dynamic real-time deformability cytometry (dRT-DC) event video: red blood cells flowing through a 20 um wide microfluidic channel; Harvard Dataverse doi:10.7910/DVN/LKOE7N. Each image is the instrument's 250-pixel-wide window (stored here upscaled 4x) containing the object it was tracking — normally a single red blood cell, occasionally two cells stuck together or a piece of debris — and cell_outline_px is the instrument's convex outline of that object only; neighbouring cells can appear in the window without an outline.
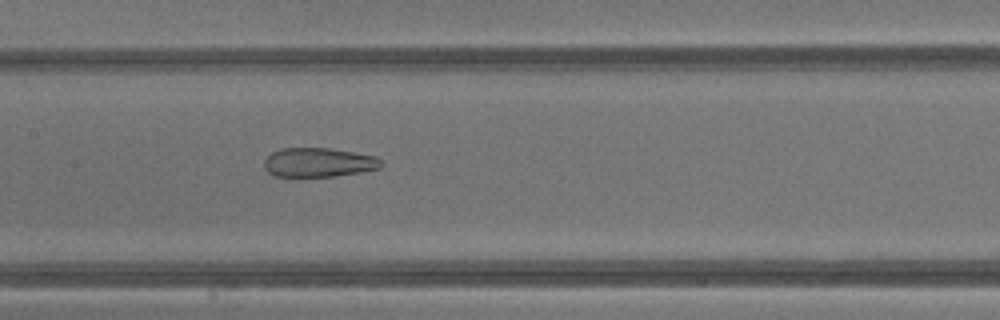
{"species": "common noctule bat (a hibernating species)", "species_latin": "Nyctalus noctula", "temperature_condition": "warm", "stored_images_in_passage": 42, "camera_frame_rate_fps": 3000, "um_per_image_px": 0.085, "animal": {"sex": "male", "body_mass_g": 13.3}, "frame": {"image": 1, "passage_image": 21, "time_ms": 6.667, "image_size_px": [1000, 320], "cell_outline_px": [[384, 164], [380, 168], [360, 172], [332, 176], [272, 176], [264, 168], [264, 160], [272, 152], [280, 148], [332, 148], [376, 156]], "centroid_in_image_um": [27.07, 13.8], "position_along_channel_um": 180.3, "area_um2": 19.94}}
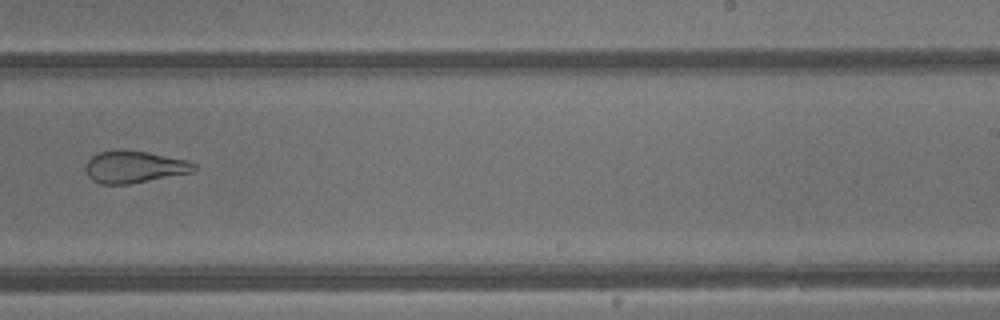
{"frame": {"image": 2, "passage_image": 27, "time_ms": 8.667, "image_size_px": [1000, 320], "cell_outline_px": [[196, 168], [192, 172], [128, 184], [100, 184], [92, 180], [88, 176], [84, 168], [88, 160], [92, 156], [100, 152], [148, 152], [188, 160], [196, 164]], "centroid_in_image_um": [11.42, 14.21], "position_along_channel_um": 277.6, "area_um2": 19.71}}
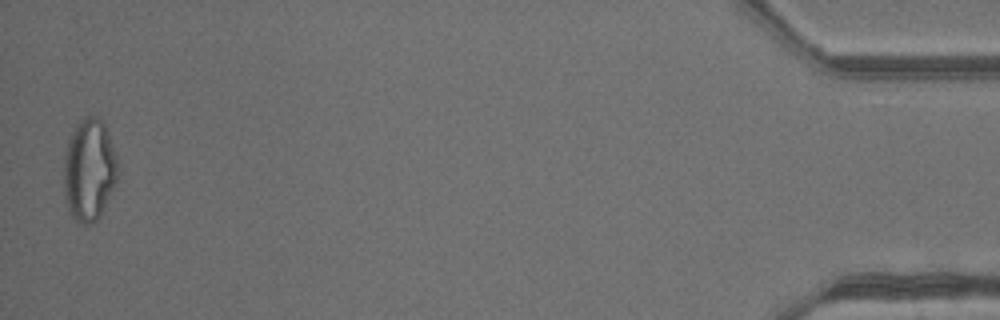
{"frame": {"image": 3, "passage_image": 42, "time_ms": 13.667, "image_size_px": [1000, 320], "cell_outline_px": [[116, 180], [100, 216], [92, 224], [84, 224], [76, 220], [68, 212], [64, 192], [64, 156], [68, 140], [76, 124], [84, 116], [96, 116], [104, 120], [116, 160]], "centroid_in_image_um": [7.54, 14.43], "position_along_channel_um": 427.7, "area_um2": 31.85}, "authors_computed_cell_mechanics": {"area_um2": 27.2527, "velocity_mm_per_s": 4.8957, "shape_relaxation_time_tau1_ms": null, "shape_relaxation_time_tau2_ms": 1.4312, "deformation_change_tau1": null, "deformation_change_tau2": 0.1061}}